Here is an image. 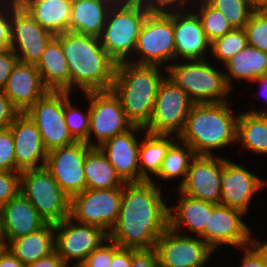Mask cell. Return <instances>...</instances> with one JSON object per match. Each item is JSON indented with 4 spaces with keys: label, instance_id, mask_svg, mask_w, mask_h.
Instances as JSON below:
<instances>
[{
    "label": "cell",
    "instance_id": "obj_1",
    "mask_svg": "<svg viewBox=\"0 0 267 267\" xmlns=\"http://www.w3.org/2000/svg\"><path fill=\"white\" fill-rule=\"evenodd\" d=\"M153 182L126 183L116 225L109 238L120 247L150 250L169 227V205Z\"/></svg>",
    "mask_w": 267,
    "mask_h": 267
},
{
    "label": "cell",
    "instance_id": "obj_2",
    "mask_svg": "<svg viewBox=\"0 0 267 267\" xmlns=\"http://www.w3.org/2000/svg\"><path fill=\"white\" fill-rule=\"evenodd\" d=\"M61 42L70 74V93L108 91L113 85L116 63L98 37L66 31L55 35ZM76 87V88H75Z\"/></svg>",
    "mask_w": 267,
    "mask_h": 267
},
{
    "label": "cell",
    "instance_id": "obj_3",
    "mask_svg": "<svg viewBox=\"0 0 267 267\" xmlns=\"http://www.w3.org/2000/svg\"><path fill=\"white\" fill-rule=\"evenodd\" d=\"M232 103L193 104L184 128L177 136L196 155H215L218 149L237 144V120Z\"/></svg>",
    "mask_w": 267,
    "mask_h": 267
},
{
    "label": "cell",
    "instance_id": "obj_4",
    "mask_svg": "<svg viewBox=\"0 0 267 267\" xmlns=\"http://www.w3.org/2000/svg\"><path fill=\"white\" fill-rule=\"evenodd\" d=\"M163 68L131 62L116 64L111 90L132 125L144 128L149 123L159 86L167 76Z\"/></svg>",
    "mask_w": 267,
    "mask_h": 267
},
{
    "label": "cell",
    "instance_id": "obj_5",
    "mask_svg": "<svg viewBox=\"0 0 267 267\" xmlns=\"http://www.w3.org/2000/svg\"><path fill=\"white\" fill-rule=\"evenodd\" d=\"M218 68L207 59L180 60L172 63L166 73L194 104L228 102L232 91L226 83L224 71Z\"/></svg>",
    "mask_w": 267,
    "mask_h": 267
},
{
    "label": "cell",
    "instance_id": "obj_6",
    "mask_svg": "<svg viewBox=\"0 0 267 267\" xmlns=\"http://www.w3.org/2000/svg\"><path fill=\"white\" fill-rule=\"evenodd\" d=\"M150 12L141 3L110 8L99 39L116 64L132 60L140 30Z\"/></svg>",
    "mask_w": 267,
    "mask_h": 267
},
{
    "label": "cell",
    "instance_id": "obj_7",
    "mask_svg": "<svg viewBox=\"0 0 267 267\" xmlns=\"http://www.w3.org/2000/svg\"><path fill=\"white\" fill-rule=\"evenodd\" d=\"M20 192L46 223L57 224L70 216V197L45 166L21 171Z\"/></svg>",
    "mask_w": 267,
    "mask_h": 267
},
{
    "label": "cell",
    "instance_id": "obj_8",
    "mask_svg": "<svg viewBox=\"0 0 267 267\" xmlns=\"http://www.w3.org/2000/svg\"><path fill=\"white\" fill-rule=\"evenodd\" d=\"M132 58L128 62L164 69L175 62L173 20L165 11H151L147 15Z\"/></svg>",
    "mask_w": 267,
    "mask_h": 267
},
{
    "label": "cell",
    "instance_id": "obj_9",
    "mask_svg": "<svg viewBox=\"0 0 267 267\" xmlns=\"http://www.w3.org/2000/svg\"><path fill=\"white\" fill-rule=\"evenodd\" d=\"M123 188L85 189L70 198V218L110 233L116 225Z\"/></svg>",
    "mask_w": 267,
    "mask_h": 267
},
{
    "label": "cell",
    "instance_id": "obj_10",
    "mask_svg": "<svg viewBox=\"0 0 267 267\" xmlns=\"http://www.w3.org/2000/svg\"><path fill=\"white\" fill-rule=\"evenodd\" d=\"M193 104L188 94L166 76L159 86L145 132L178 136Z\"/></svg>",
    "mask_w": 267,
    "mask_h": 267
},
{
    "label": "cell",
    "instance_id": "obj_11",
    "mask_svg": "<svg viewBox=\"0 0 267 267\" xmlns=\"http://www.w3.org/2000/svg\"><path fill=\"white\" fill-rule=\"evenodd\" d=\"M82 95L89 99L88 145L90 147H99L113 136L133 126L127 119L119 98L112 90L89 91Z\"/></svg>",
    "mask_w": 267,
    "mask_h": 267
},
{
    "label": "cell",
    "instance_id": "obj_12",
    "mask_svg": "<svg viewBox=\"0 0 267 267\" xmlns=\"http://www.w3.org/2000/svg\"><path fill=\"white\" fill-rule=\"evenodd\" d=\"M244 216L246 214L238 209L215 205L209 216L208 226L199 237L214 252L226 245L241 251L242 247L250 245L255 240L252 234L254 232L244 222Z\"/></svg>",
    "mask_w": 267,
    "mask_h": 267
},
{
    "label": "cell",
    "instance_id": "obj_13",
    "mask_svg": "<svg viewBox=\"0 0 267 267\" xmlns=\"http://www.w3.org/2000/svg\"><path fill=\"white\" fill-rule=\"evenodd\" d=\"M161 267H206L216 253L199 237L175 232L170 227L154 248Z\"/></svg>",
    "mask_w": 267,
    "mask_h": 267
},
{
    "label": "cell",
    "instance_id": "obj_14",
    "mask_svg": "<svg viewBox=\"0 0 267 267\" xmlns=\"http://www.w3.org/2000/svg\"><path fill=\"white\" fill-rule=\"evenodd\" d=\"M25 113L36 124L48 152L75 142L64 119V91H48Z\"/></svg>",
    "mask_w": 267,
    "mask_h": 267
},
{
    "label": "cell",
    "instance_id": "obj_15",
    "mask_svg": "<svg viewBox=\"0 0 267 267\" xmlns=\"http://www.w3.org/2000/svg\"><path fill=\"white\" fill-rule=\"evenodd\" d=\"M54 230L55 251L68 265L82 263L109 238L100 227L81 224L70 217L54 224Z\"/></svg>",
    "mask_w": 267,
    "mask_h": 267
},
{
    "label": "cell",
    "instance_id": "obj_16",
    "mask_svg": "<svg viewBox=\"0 0 267 267\" xmlns=\"http://www.w3.org/2000/svg\"><path fill=\"white\" fill-rule=\"evenodd\" d=\"M91 148L86 142L75 141L48 152L45 168L70 198L86 189L84 161Z\"/></svg>",
    "mask_w": 267,
    "mask_h": 267
},
{
    "label": "cell",
    "instance_id": "obj_17",
    "mask_svg": "<svg viewBox=\"0 0 267 267\" xmlns=\"http://www.w3.org/2000/svg\"><path fill=\"white\" fill-rule=\"evenodd\" d=\"M223 182V157L196 155L187 171L185 182L178 188L182 193L215 205L220 204Z\"/></svg>",
    "mask_w": 267,
    "mask_h": 267
},
{
    "label": "cell",
    "instance_id": "obj_18",
    "mask_svg": "<svg viewBox=\"0 0 267 267\" xmlns=\"http://www.w3.org/2000/svg\"><path fill=\"white\" fill-rule=\"evenodd\" d=\"M54 35L43 29L18 3L11 13V49L20 62L37 64Z\"/></svg>",
    "mask_w": 267,
    "mask_h": 267
},
{
    "label": "cell",
    "instance_id": "obj_19",
    "mask_svg": "<svg viewBox=\"0 0 267 267\" xmlns=\"http://www.w3.org/2000/svg\"><path fill=\"white\" fill-rule=\"evenodd\" d=\"M165 12L173 20L175 61L208 59L206 57L210 54L211 42L197 14L191 8Z\"/></svg>",
    "mask_w": 267,
    "mask_h": 267
},
{
    "label": "cell",
    "instance_id": "obj_20",
    "mask_svg": "<svg viewBox=\"0 0 267 267\" xmlns=\"http://www.w3.org/2000/svg\"><path fill=\"white\" fill-rule=\"evenodd\" d=\"M267 180H263L254 172L241 164L223 157V182L221 188L220 205L238 209L247 215L252 199L264 187Z\"/></svg>",
    "mask_w": 267,
    "mask_h": 267
},
{
    "label": "cell",
    "instance_id": "obj_21",
    "mask_svg": "<svg viewBox=\"0 0 267 267\" xmlns=\"http://www.w3.org/2000/svg\"><path fill=\"white\" fill-rule=\"evenodd\" d=\"M143 131V127L133 125L129 130L113 136L99 146L125 183H140L138 156L141 140H138L136 134L145 133Z\"/></svg>",
    "mask_w": 267,
    "mask_h": 267
},
{
    "label": "cell",
    "instance_id": "obj_22",
    "mask_svg": "<svg viewBox=\"0 0 267 267\" xmlns=\"http://www.w3.org/2000/svg\"><path fill=\"white\" fill-rule=\"evenodd\" d=\"M9 129L14 139L15 171L44 167L48 151L32 119L20 113Z\"/></svg>",
    "mask_w": 267,
    "mask_h": 267
},
{
    "label": "cell",
    "instance_id": "obj_23",
    "mask_svg": "<svg viewBox=\"0 0 267 267\" xmlns=\"http://www.w3.org/2000/svg\"><path fill=\"white\" fill-rule=\"evenodd\" d=\"M48 91L36 65L20 61L14 66L3 90L20 113H25Z\"/></svg>",
    "mask_w": 267,
    "mask_h": 267
},
{
    "label": "cell",
    "instance_id": "obj_24",
    "mask_svg": "<svg viewBox=\"0 0 267 267\" xmlns=\"http://www.w3.org/2000/svg\"><path fill=\"white\" fill-rule=\"evenodd\" d=\"M1 220L5 245L47 224L21 192L1 207Z\"/></svg>",
    "mask_w": 267,
    "mask_h": 267
},
{
    "label": "cell",
    "instance_id": "obj_25",
    "mask_svg": "<svg viewBox=\"0 0 267 267\" xmlns=\"http://www.w3.org/2000/svg\"><path fill=\"white\" fill-rule=\"evenodd\" d=\"M178 192V205H169V227L184 235L192 233V236H199L208 226L209 216L215 204L190 197L179 189Z\"/></svg>",
    "mask_w": 267,
    "mask_h": 267
},
{
    "label": "cell",
    "instance_id": "obj_26",
    "mask_svg": "<svg viewBox=\"0 0 267 267\" xmlns=\"http://www.w3.org/2000/svg\"><path fill=\"white\" fill-rule=\"evenodd\" d=\"M34 20L54 36L69 31L72 0H18Z\"/></svg>",
    "mask_w": 267,
    "mask_h": 267
},
{
    "label": "cell",
    "instance_id": "obj_27",
    "mask_svg": "<svg viewBox=\"0 0 267 267\" xmlns=\"http://www.w3.org/2000/svg\"><path fill=\"white\" fill-rule=\"evenodd\" d=\"M43 82L49 91L70 92V74L61 42L54 36L46 45L41 59L36 64Z\"/></svg>",
    "mask_w": 267,
    "mask_h": 267
},
{
    "label": "cell",
    "instance_id": "obj_28",
    "mask_svg": "<svg viewBox=\"0 0 267 267\" xmlns=\"http://www.w3.org/2000/svg\"><path fill=\"white\" fill-rule=\"evenodd\" d=\"M111 7L106 0H72L69 31L99 38Z\"/></svg>",
    "mask_w": 267,
    "mask_h": 267
},
{
    "label": "cell",
    "instance_id": "obj_29",
    "mask_svg": "<svg viewBox=\"0 0 267 267\" xmlns=\"http://www.w3.org/2000/svg\"><path fill=\"white\" fill-rule=\"evenodd\" d=\"M226 83L231 91L236 80L252 84L256 79L267 75V53L248 45L222 65ZM228 72H225V71ZM233 82V83H232Z\"/></svg>",
    "mask_w": 267,
    "mask_h": 267
},
{
    "label": "cell",
    "instance_id": "obj_30",
    "mask_svg": "<svg viewBox=\"0 0 267 267\" xmlns=\"http://www.w3.org/2000/svg\"><path fill=\"white\" fill-rule=\"evenodd\" d=\"M5 248L25 266L36 262L55 251L54 224L47 223L33 233L10 240Z\"/></svg>",
    "mask_w": 267,
    "mask_h": 267
},
{
    "label": "cell",
    "instance_id": "obj_31",
    "mask_svg": "<svg viewBox=\"0 0 267 267\" xmlns=\"http://www.w3.org/2000/svg\"><path fill=\"white\" fill-rule=\"evenodd\" d=\"M142 138L138 156L140 183L151 182L153 178L155 179L169 147L178 139L174 135L148 134L147 132Z\"/></svg>",
    "mask_w": 267,
    "mask_h": 267
},
{
    "label": "cell",
    "instance_id": "obj_32",
    "mask_svg": "<svg viewBox=\"0 0 267 267\" xmlns=\"http://www.w3.org/2000/svg\"><path fill=\"white\" fill-rule=\"evenodd\" d=\"M84 174L86 189L123 188L126 184L99 147H92L87 152Z\"/></svg>",
    "mask_w": 267,
    "mask_h": 267
},
{
    "label": "cell",
    "instance_id": "obj_33",
    "mask_svg": "<svg viewBox=\"0 0 267 267\" xmlns=\"http://www.w3.org/2000/svg\"><path fill=\"white\" fill-rule=\"evenodd\" d=\"M250 153L267 155V114L240 112L237 120V145Z\"/></svg>",
    "mask_w": 267,
    "mask_h": 267
},
{
    "label": "cell",
    "instance_id": "obj_34",
    "mask_svg": "<svg viewBox=\"0 0 267 267\" xmlns=\"http://www.w3.org/2000/svg\"><path fill=\"white\" fill-rule=\"evenodd\" d=\"M196 156L194 150L187 144L177 139L170 147L163 159L160 171L155 177V183L162 188L161 181L179 180V188L186 179L187 171L192 159ZM159 179V180H157ZM161 180V181H160ZM158 181V182H157ZM158 183V184H157Z\"/></svg>",
    "mask_w": 267,
    "mask_h": 267
},
{
    "label": "cell",
    "instance_id": "obj_35",
    "mask_svg": "<svg viewBox=\"0 0 267 267\" xmlns=\"http://www.w3.org/2000/svg\"><path fill=\"white\" fill-rule=\"evenodd\" d=\"M190 8L200 18L202 28L210 42L223 37L234 29L227 18L220 11L211 7L205 0H192Z\"/></svg>",
    "mask_w": 267,
    "mask_h": 267
},
{
    "label": "cell",
    "instance_id": "obj_36",
    "mask_svg": "<svg viewBox=\"0 0 267 267\" xmlns=\"http://www.w3.org/2000/svg\"><path fill=\"white\" fill-rule=\"evenodd\" d=\"M73 93L64 91V119L68 127V131L75 141L86 142L88 144L90 109L89 99L86 111L79 108L73 103ZM83 110V111H82Z\"/></svg>",
    "mask_w": 267,
    "mask_h": 267
},
{
    "label": "cell",
    "instance_id": "obj_37",
    "mask_svg": "<svg viewBox=\"0 0 267 267\" xmlns=\"http://www.w3.org/2000/svg\"><path fill=\"white\" fill-rule=\"evenodd\" d=\"M247 36L244 28H234L223 37L215 39L211 42L210 55L215 57L221 64H225L238 52L247 46Z\"/></svg>",
    "mask_w": 267,
    "mask_h": 267
},
{
    "label": "cell",
    "instance_id": "obj_38",
    "mask_svg": "<svg viewBox=\"0 0 267 267\" xmlns=\"http://www.w3.org/2000/svg\"><path fill=\"white\" fill-rule=\"evenodd\" d=\"M220 11L233 28H244L254 9L248 0H205Z\"/></svg>",
    "mask_w": 267,
    "mask_h": 267
},
{
    "label": "cell",
    "instance_id": "obj_39",
    "mask_svg": "<svg viewBox=\"0 0 267 267\" xmlns=\"http://www.w3.org/2000/svg\"><path fill=\"white\" fill-rule=\"evenodd\" d=\"M244 30L248 45L267 53V10H254Z\"/></svg>",
    "mask_w": 267,
    "mask_h": 267
},
{
    "label": "cell",
    "instance_id": "obj_40",
    "mask_svg": "<svg viewBox=\"0 0 267 267\" xmlns=\"http://www.w3.org/2000/svg\"><path fill=\"white\" fill-rule=\"evenodd\" d=\"M120 246L108 238L82 262L87 267H110L113 254Z\"/></svg>",
    "mask_w": 267,
    "mask_h": 267
},
{
    "label": "cell",
    "instance_id": "obj_41",
    "mask_svg": "<svg viewBox=\"0 0 267 267\" xmlns=\"http://www.w3.org/2000/svg\"><path fill=\"white\" fill-rule=\"evenodd\" d=\"M18 0H0V50L11 48V13Z\"/></svg>",
    "mask_w": 267,
    "mask_h": 267
},
{
    "label": "cell",
    "instance_id": "obj_42",
    "mask_svg": "<svg viewBox=\"0 0 267 267\" xmlns=\"http://www.w3.org/2000/svg\"><path fill=\"white\" fill-rule=\"evenodd\" d=\"M0 171H15L14 139L9 128L0 129Z\"/></svg>",
    "mask_w": 267,
    "mask_h": 267
},
{
    "label": "cell",
    "instance_id": "obj_43",
    "mask_svg": "<svg viewBox=\"0 0 267 267\" xmlns=\"http://www.w3.org/2000/svg\"><path fill=\"white\" fill-rule=\"evenodd\" d=\"M21 171H0V207L20 193Z\"/></svg>",
    "mask_w": 267,
    "mask_h": 267
},
{
    "label": "cell",
    "instance_id": "obj_44",
    "mask_svg": "<svg viewBox=\"0 0 267 267\" xmlns=\"http://www.w3.org/2000/svg\"><path fill=\"white\" fill-rule=\"evenodd\" d=\"M244 251L239 267H267V251L255 239Z\"/></svg>",
    "mask_w": 267,
    "mask_h": 267
},
{
    "label": "cell",
    "instance_id": "obj_45",
    "mask_svg": "<svg viewBox=\"0 0 267 267\" xmlns=\"http://www.w3.org/2000/svg\"><path fill=\"white\" fill-rule=\"evenodd\" d=\"M18 61L17 55L11 48L0 50V91L4 90L8 77Z\"/></svg>",
    "mask_w": 267,
    "mask_h": 267
},
{
    "label": "cell",
    "instance_id": "obj_46",
    "mask_svg": "<svg viewBox=\"0 0 267 267\" xmlns=\"http://www.w3.org/2000/svg\"><path fill=\"white\" fill-rule=\"evenodd\" d=\"M19 114L9 98L0 91V129L9 128Z\"/></svg>",
    "mask_w": 267,
    "mask_h": 267
},
{
    "label": "cell",
    "instance_id": "obj_47",
    "mask_svg": "<svg viewBox=\"0 0 267 267\" xmlns=\"http://www.w3.org/2000/svg\"><path fill=\"white\" fill-rule=\"evenodd\" d=\"M192 0H140L151 11H166L189 8Z\"/></svg>",
    "mask_w": 267,
    "mask_h": 267
},
{
    "label": "cell",
    "instance_id": "obj_48",
    "mask_svg": "<svg viewBox=\"0 0 267 267\" xmlns=\"http://www.w3.org/2000/svg\"><path fill=\"white\" fill-rule=\"evenodd\" d=\"M131 267H161L156 250L132 249Z\"/></svg>",
    "mask_w": 267,
    "mask_h": 267
},
{
    "label": "cell",
    "instance_id": "obj_49",
    "mask_svg": "<svg viewBox=\"0 0 267 267\" xmlns=\"http://www.w3.org/2000/svg\"><path fill=\"white\" fill-rule=\"evenodd\" d=\"M25 267H68V264L54 251L36 262L27 264Z\"/></svg>",
    "mask_w": 267,
    "mask_h": 267
},
{
    "label": "cell",
    "instance_id": "obj_50",
    "mask_svg": "<svg viewBox=\"0 0 267 267\" xmlns=\"http://www.w3.org/2000/svg\"><path fill=\"white\" fill-rule=\"evenodd\" d=\"M132 249L119 247L113 254L110 267H131Z\"/></svg>",
    "mask_w": 267,
    "mask_h": 267
},
{
    "label": "cell",
    "instance_id": "obj_51",
    "mask_svg": "<svg viewBox=\"0 0 267 267\" xmlns=\"http://www.w3.org/2000/svg\"><path fill=\"white\" fill-rule=\"evenodd\" d=\"M0 267H25V265L4 247L0 252Z\"/></svg>",
    "mask_w": 267,
    "mask_h": 267
},
{
    "label": "cell",
    "instance_id": "obj_52",
    "mask_svg": "<svg viewBox=\"0 0 267 267\" xmlns=\"http://www.w3.org/2000/svg\"><path fill=\"white\" fill-rule=\"evenodd\" d=\"M252 83H258L257 85H258V87H259V85H260V92H261V95L263 96V97H265V99L267 100V75H264V76H262L261 78H259V79H256V80H254ZM246 112H251V113H255V114H267V111L266 110H264V111H262V110H260L259 109V111L256 109V110H249V111H246Z\"/></svg>",
    "mask_w": 267,
    "mask_h": 267
},
{
    "label": "cell",
    "instance_id": "obj_53",
    "mask_svg": "<svg viewBox=\"0 0 267 267\" xmlns=\"http://www.w3.org/2000/svg\"><path fill=\"white\" fill-rule=\"evenodd\" d=\"M254 10H267V0H248Z\"/></svg>",
    "mask_w": 267,
    "mask_h": 267
},
{
    "label": "cell",
    "instance_id": "obj_54",
    "mask_svg": "<svg viewBox=\"0 0 267 267\" xmlns=\"http://www.w3.org/2000/svg\"><path fill=\"white\" fill-rule=\"evenodd\" d=\"M112 6H120V5H135L140 3V0H106Z\"/></svg>",
    "mask_w": 267,
    "mask_h": 267
},
{
    "label": "cell",
    "instance_id": "obj_55",
    "mask_svg": "<svg viewBox=\"0 0 267 267\" xmlns=\"http://www.w3.org/2000/svg\"><path fill=\"white\" fill-rule=\"evenodd\" d=\"M0 241H3V235H2V220H1V207H0Z\"/></svg>",
    "mask_w": 267,
    "mask_h": 267
},
{
    "label": "cell",
    "instance_id": "obj_56",
    "mask_svg": "<svg viewBox=\"0 0 267 267\" xmlns=\"http://www.w3.org/2000/svg\"><path fill=\"white\" fill-rule=\"evenodd\" d=\"M68 267H87L83 263H73L71 265H68Z\"/></svg>",
    "mask_w": 267,
    "mask_h": 267
},
{
    "label": "cell",
    "instance_id": "obj_57",
    "mask_svg": "<svg viewBox=\"0 0 267 267\" xmlns=\"http://www.w3.org/2000/svg\"><path fill=\"white\" fill-rule=\"evenodd\" d=\"M260 244H261V246L267 251V241L266 242H262V241H260V239H256Z\"/></svg>",
    "mask_w": 267,
    "mask_h": 267
},
{
    "label": "cell",
    "instance_id": "obj_58",
    "mask_svg": "<svg viewBox=\"0 0 267 267\" xmlns=\"http://www.w3.org/2000/svg\"><path fill=\"white\" fill-rule=\"evenodd\" d=\"M5 247L4 241H0V252L2 251V249Z\"/></svg>",
    "mask_w": 267,
    "mask_h": 267
}]
</instances>
